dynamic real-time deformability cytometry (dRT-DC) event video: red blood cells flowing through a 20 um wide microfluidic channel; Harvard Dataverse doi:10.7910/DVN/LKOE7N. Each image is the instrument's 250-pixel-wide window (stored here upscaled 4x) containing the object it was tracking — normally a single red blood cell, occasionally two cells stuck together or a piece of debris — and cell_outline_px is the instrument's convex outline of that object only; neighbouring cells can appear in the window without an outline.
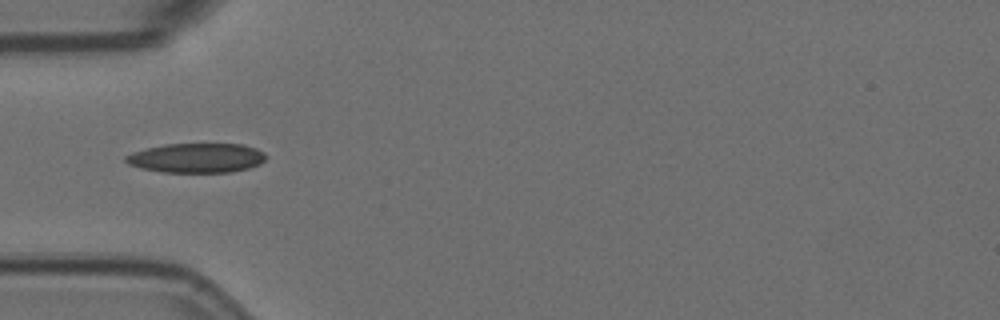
{"species": "Egyptian fruit bat (a non-hibernating species)", "species_latin": "Rousettus aegyptiacus", "temperature_condition": "room temperature", "stored_images_in_passage": 8, "camera_frame_rate_fps": 3000, "um_per_image_px": 0.085, "animal": {"sex": "female"}, "frame": {"image": 1, "passage_image": 5, "time_ms": 1.333, "image_size_px": [1000, 320], "cell_outline_px": [[268, 156], [260, 164], [248, 168], [232, 172], [160, 172], [140, 168], [128, 164], [124, 160], [124, 156], [132, 152], [164, 144], [244, 144], [256, 148], [264, 152]], "centroid_in_image_um": [16.71, 13.42], "position_along_channel_um": 68.3, "area_um2": 24.28}}
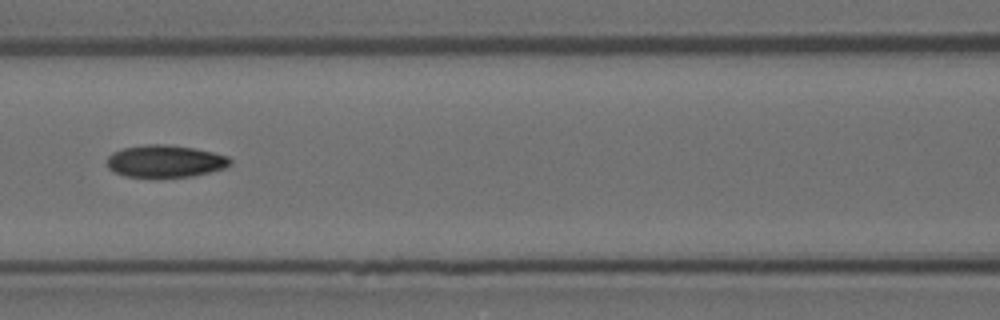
{"frame": {"image": 2, "passage_image": 7, "time_ms": 2.0, "image_size_px": [1000, 320], "cell_outline_px": [[232, 164], [224, 168], [192, 176], [156, 180], [124, 176], [108, 168], [108, 156], [112, 152], [124, 148], [148, 144], [168, 144], [192, 148], [212, 152], [228, 156], [232, 160]], "centroid_in_image_um": [14.03, 13.74], "position_along_channel_um": 152.6, "area_um2": 23.76}}
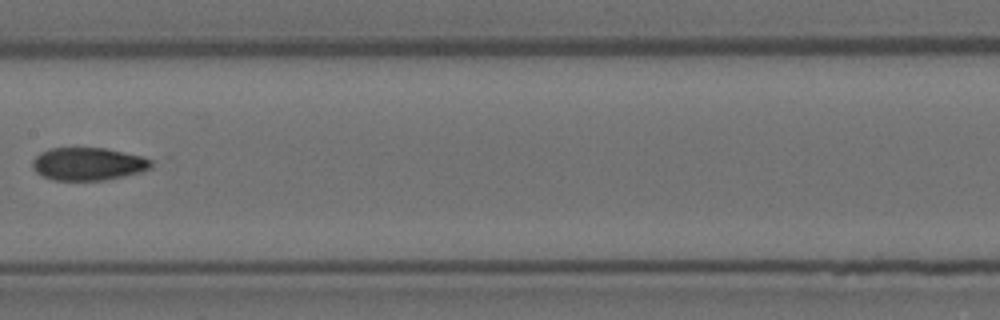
{"frame": {"image": 3, "passage_image": 8, "time_ms": 2.333, "image_size_px": [1000, 320], "cell_outline_px": [[152, 168], [140, 172], [124, 176], [104, 180], [52, 180], [36, 172], [32, 168], [32, 160], [40, 152], [48, 148], [104, 148], [144, 156], [152, 160]], "centroid_in_image_um": [7.49, 13.93], "position_along_channel_um": 199.9, "area_um2": 22.83}}